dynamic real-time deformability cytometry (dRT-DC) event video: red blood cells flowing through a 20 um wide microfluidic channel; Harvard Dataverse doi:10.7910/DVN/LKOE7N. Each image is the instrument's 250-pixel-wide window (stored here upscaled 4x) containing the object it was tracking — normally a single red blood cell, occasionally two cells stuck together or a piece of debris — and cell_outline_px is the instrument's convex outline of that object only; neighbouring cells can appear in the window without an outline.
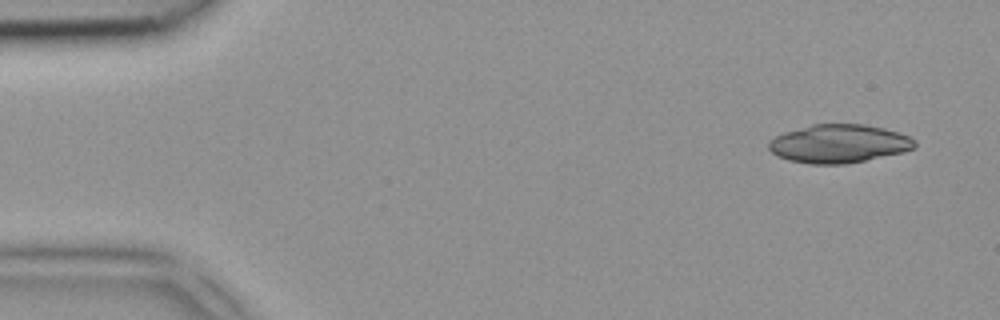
{"species": "common noctule bat (a hibernating species)", "species_latin": "Nyctalus noctula", "temperature_condition": "room temperature", "stored_images_in_passage": 5, "segment_of_instrument_passage": [1, 2], "camera_frame_rate_fps": 3000, "um_per_image_px": 0.085, "animal": {"sex": "female", "body_mass_g": 18.4}, "frame": {"image": 1, "passage_image": 1, "time_ms": 0.0, "image_size_px": [1000, 320], "cell_outline_px": [[916, 148], [904, 152], [844, 164], [812, 164], [788, 160], [776, 156], [768, 148], [768, 140], [784, 132], [812, 124], [864, 124], [884, 128], [908, 136], [916, 140]], "centroid_in_image_um": [71.29, 12.21], "position_along_channel_um": 13.7, "area_um2": 32.71}}